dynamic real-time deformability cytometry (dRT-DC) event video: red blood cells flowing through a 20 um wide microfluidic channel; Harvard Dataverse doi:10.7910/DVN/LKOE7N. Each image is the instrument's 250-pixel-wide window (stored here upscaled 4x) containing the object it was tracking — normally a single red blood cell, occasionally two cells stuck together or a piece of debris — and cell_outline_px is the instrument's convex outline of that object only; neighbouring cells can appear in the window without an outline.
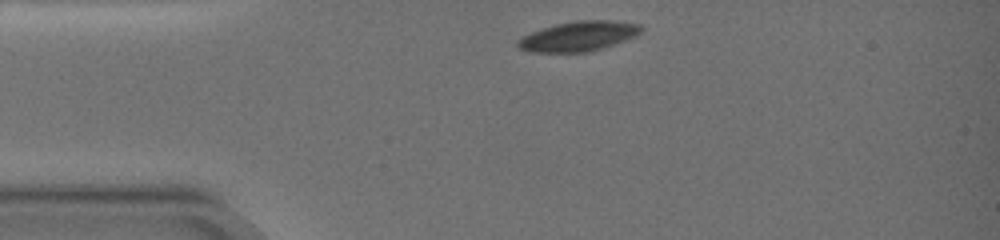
{"species": "common noctule bat (a hibernating species)", "species_latin": "Nyctalus noctula", "temperature_condition": "warm", "stored_images_in_passage": 17, "camera_frame_rate_fps": 3000, "um_per_image_px": 0.085, "animal": {"sex": "female", "body_mass_g": 19.0, "forearm_length_mm": 51.5}, "frame": {"image": 1, "passage_image": 1, "time_ms": 0.0, "image_size_px": [1000, 240], "cell_outline_px": [[644, 28], [636, 36], [588, 52], [528, 52], [520, 48], [516, 44], [516, 40], [532, 32], [556, 24], [576, 20], [612, 20], [640, 24]], "centroid_in_image_um": [49.17, 3.07], "position_along_channel_um": 35.8, "area_um2": 21.27}}
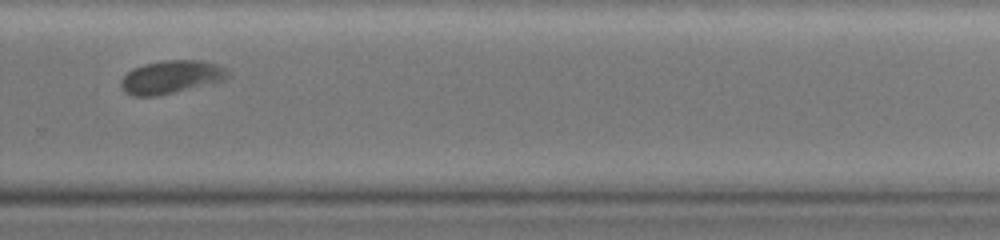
{"frame": {"image": 2, "passage_image": 11, "time_ms": 9.0, "image_size_px": [1000, 240], "cell_outline_px": [[228, 76], [224, 80], [216, 84], [160, 96], [132, 96], [124, 92], [120, 88], [120, 80], [132, 68], [144, 64], [164, 60], [204, 60], [220, 64], [228, 72]], "centroid_in_image_um": [14.57, 6.56], "position_along_channel_um": 315.2, "area_um2": 21.33}}
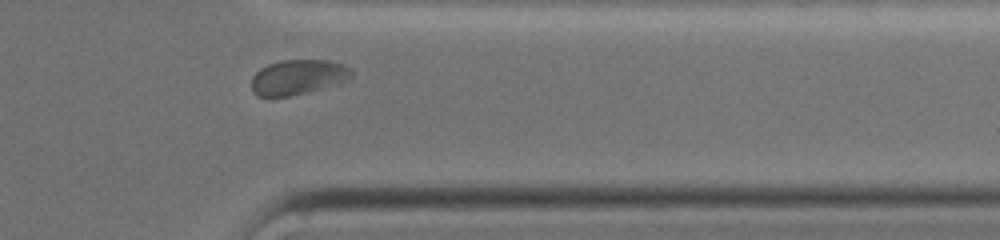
{"frame": {"image": 3, "passage_image": 13, "time_ms": 11.0, "image_size_px": [1000, 240], "cell_outline_px": [[356, 72], [348, 80], [340, 84], [308, 92], [272, 100], [268, 100], [256, 96], [252, 92], [252, 76], [260, 68], [268, 64], [284, 60], [328, 60], [344, 64]], "centroid_in_image_um": [25.32, 6.6], "position_along_channel_um": 386.1, "area_um2": 21.27}, "authors_computed_cell_mechanics": {"area_um2": 21.5016, "velocity_mm_per_s": 3.4837, "shape_relaxation_time_tau1_ms": 3.3722, "shape_relaxation_time_tau2_ms": 1.7994, "deformation_change_tau1": 0.1147, "deformation_change_tau2": 0.0378}}